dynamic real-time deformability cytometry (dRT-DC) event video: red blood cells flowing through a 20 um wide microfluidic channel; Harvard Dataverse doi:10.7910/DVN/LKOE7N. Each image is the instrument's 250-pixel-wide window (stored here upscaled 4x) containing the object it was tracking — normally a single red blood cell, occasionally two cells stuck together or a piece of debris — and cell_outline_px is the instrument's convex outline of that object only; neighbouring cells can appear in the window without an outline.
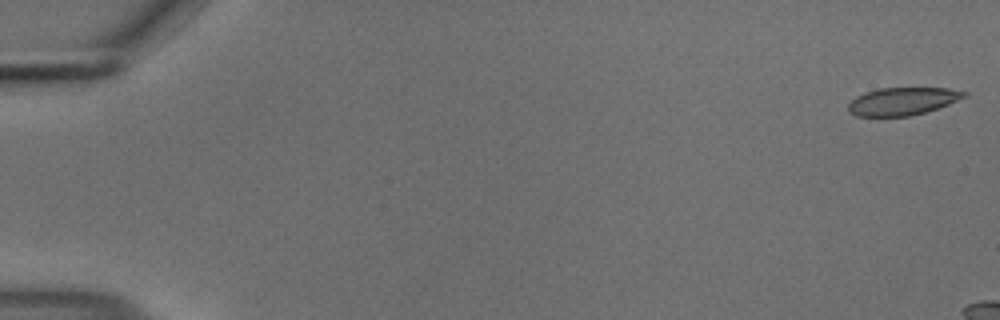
{"species": "common noctule bat (a hibernating species)", "species_latin": "Nyctalus noctula", "temperature_condition": "cold", "stored_images_in_passage": 14, "camera_frame_rate_fps": 3000, "um_per_image_px": 0.085, "animal": {"sex": "male", "body_mass_g": 18.8}, "frame": {"image": 1, "passage_image": 1, "time_ms": 0.0, "image_size_px": [1000, 320], "cell_outline_px": [[968, 96], [948, 104], [924, 112], [908, 116], [856, 116], [848, 112], [848, 104], [856, 96], [864, 92], [880, 88], [948, 88], [968, 92]], "centroid_in_image_um": [76.7, 8.6], "position_along_channel_um": 8.3, "area_um2": 18.67}}